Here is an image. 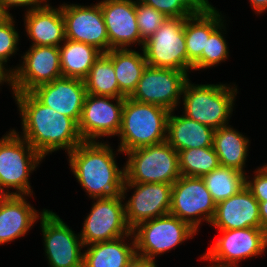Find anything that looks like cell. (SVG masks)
Here are the masks:
<instances>
[{
    "instance_id": "obj_9",
    "label": "cell",
    "mask_w": 267,
    "mask_h": 267,
    "mask_svg": "<svg viewBox=\"0 0 267 267\" xmlns=\"http://www.w3.org/2000/svg\"><path fill=\"white\" fill-rule=\"evenodd\" d=\"M90 213L83 223L80 238L84 246L109 241L132 232L125 217V200L122 194L95 198Z\"/></svg>"
},
{
    "instance_id": "obj_10",
    "label": "cell",
    "mask_w": 267,
    "mask_h": 267,
    "mask_svg": "<svg viewBox=\"0 0 267 267\" xmlns=\"http://www.w3.org/2000/svg\"><path fill=\"white\" fill-rule=\"evenodd\" d=\"M41 231L45 254L50 267H83L84 244L55 212L44 209L40 212Z\"/></svg>"
},
{
    "instance_id": "obj_25",
    "label": "cell",
    "mask_w": 267,
    "mask_h": 267,
    "mask_svg": "<svg viewBox=\"0 0 267 267\" xmlns=\"http://www.w3.org/2000/svg\"><path fill=\"white\" fill-rule=\"evenodd\" d=\"M214 129L185 115L169 114L166 141L177 151L213 146Z\"/></svg>"
},
{
    "instance_id": "obj_1",
    "label": "cell",
    "mask_w": 267,
    "mask_h": 267,
    "mask_svg": "<svg viewBox=\"0 0 267 267\" xmlns=\"http://www.w3.org/2000/svg\"><path fill=\"white\" fill-rule=\"evenodd\" d=\"M22 120L24 138L43 158L59 149L67 154L83 139L78 123L40 103L30 92L14 93Z\"/></svg>"
},
{
    "instance_id": "obj_29",
    "label": "cell",
    "mask_w": 267,
    "mask_h": 267,
    "mask_svg": "<svg viewBox=\"0 0 267 267\" xmlns=\"http://www.w3.org/2000/svg\"><path fill=\"white\" fill-rule=\"evenodd\" d=\"M201 178L216 204L236 195L246 186L245 173L222 165Z\"/></svg>"
},
{
    "instance_id": "obj_14",
    "label": "cell",
    "mask_w": 267,
    "mask_h": 267,
    "mask_svg": "<svg viewBox=\"0 0 267 267\" xmlns=\"http://www.w3.org/2000/svg\"><path fill=\"white\" fill-rule=\"evenodd\" d=\"M115 100L116 104L110 102ZM125 97L86 94L78 128L83 141L116 136L122 124Z\"/></svg>"
},
{
    "instance_id": "obj_8",
    "label": "cell",
    "mask_w": 267,
    "mask_h": 267,
    "mask_svg": "<svg viewBox=\"0 0 267 267\" xmlns=\"http://www.w3.org/2000/svg\"><path fill=\"white\" fill-rule=\"evenodd\" d=\"M185 18H167L142 48L152 67L182 70L188 74V55L184 36Z\"/></svg>"
},
{
    "instance_id": "obj_40",
    "label": "cell",
    "mask_w": 267,
    "mask_h": 267,
    "mask_svg": "<svg viewBox=\"0 0 267 267\" xmlns=\"http://www.w3.org/2000/svg\"><path fill=\"white\" fill-rule=\"evenodd\" d=\"M249 2L257 14L267 10V0H249Z\"/></svg>"
},
{
    "instance_id": "obj_21",
    "label": "cell",
    "mask_w": 267,
    "mask_h": 267,
    "mask_svg": "<svg viewBox=\"0 0 267 267\" xmlns=\"http://www.w3.org/2000/svg\"><path fill=\"white\" fill-rule=\"evenodd\" d=\"M25 195H0V245L23 237L40 217Z\"/></svg>"
},
{
    "instance_id": "obj_17",
    "label": "cell",
    "mask_w": 267,
    "mask_h": 267,
    "mask_svg": "<svg viewBox=\"0 0 267 267\" xmlns=\"http://www.w3.org/2000/svg\"><path fill=\"white\" fill-rule=\"evenodd\" d=\"M65 38L109 52L107 28L99 3L90 6L62 4Z\"/></svg>"
},
{
    "instance_id": "obj_31",
    "label": "cell",
    "mask_w": 267,
    "mask_h": 267,
    "mask_svg": "<svg viewBox=\"0 0 267 267\" xmlns=\"http://www.w3.org/2000/svg\"><path fill=\"white\" fill-rule=\"evenodd\" d=\"M178 155L179 170L183 176L202 177L220 165L213 146L181 150Z\"/></svg>"
},
{
    "instance_id": "obj_6",
    "label": "cell",
    "mask_w": 267,
    "mask_h": 267,
    "mask_svg": "<svg viewBox=\"0 0 267 267\" xmlns=\"http://www.w3.org/2000/svg\"><path fill=\"white\" fill-rule=\"evenodd\" d=\"M124 154V182L173 184L181 176L178 152L167 141Z\"/></svg>"
},
{
    "instance_id": "obj_3",
    "label": "cell",
    "mask_w": 267,
    "mask_h": 267,
    "mask_svg": "<svg viewBox=\"0 0 267 267\" xmlns=\"http://www.w3.org/2000/svg\"><path fill=\"white\" fill-rule=\"evenodd\" d=\"M169 114L170 111L161 106L125 97L117 152L126 153L165 142Z\"/></svg>"
},
{
    "instance_id": "obj_27",
    "label": "cell",
    "mask_w": 267,
    "mask_h": 267,
    "mask_svg": "<svg viewBox=\"0 0 267 267\" xmlns=\"http://www.w3.org/2000/svg\"><path fill=\"white\" fill-rule=\"evenodd\" d=\"M113 62L119 90L129 97L136 89L137 83L146 68L144 52L132 49H111L105 53Z\"/></svg>"
},
{
    "instance_id": "obj_41",
    "label": "cell",
    "mask_w": 267,
    "mask_h": 267,
    "mask_svg": "<svg viewBox=\"0 0 267 267\" xmlns=\"http://www.w3.org/2000/svg\"><path fill=\"white\" fill-rule=\"evenodd\" d=\"M129 267H157L155 262L136 258Z\"/></svg>"
},
{
    "instance_id": "obj_15",
    "label": "cell",
    "mask_w": 267,
    "mask_h": 267,
    "mask_svg": "<svg viewBox=\"0 0 267 267\" xmlns=\"http://www.w3.org/2000/svg\"><path fill=\"white\" fill-rule=\"evenodd\" d=\"M128 188L135 189L125 205L128 226L169 214L172 198V184L123 182L122 195L126 198Z\"/></svg>"
},
{
    "instance_id": "obj_36",
    "label": "cell",
    "mask_w": 267,
    "mask_h": 267,
    "mask_svg": "<svg viewBox=\"0 0 267 267\" xmlns=\"http://www.w3.org/2000/svg\"><path fill=\"white\" fill-rule=\"evenodd\" d=\"M256 174L252 180H248L246 176V187L250 190L252 195L258 202L267 201V164L262 167H258Z\"/></svg>"
},
{
    "instance_id": "obj_39",
    "label": "cell",
    "mask_w": 267,
    "mask_h": 267,
    "mask_svg": "<svg viewBox=\"0 0 267 267\" xmlns=\"http://www.w3.org/2000/svg\"><path fill=\"white\" fill-rule=\"evenodd\" d=\"M261 229L267 234V201L259 202Z\"/></svg>"
},
{
    "instance_id": "obj_32",
    "label": "cell",
    "mask_w": 267,
    "mask_h": 267,
    "mask_svg": "<svg viewBox=\"0 0 267 267\" xmlns=\"http://www.w3.org/2000/svg\"><path fill=\"white\" fill-rule=\"evenodd\" d=\"M223 21L210 35L206 44V51H202L201 58L193 65V70L215 67L228 58V45L223 30L226 29Z\"/></svg>"
},
{
    "instance_id": "obj_2",
    "label": "cell",
    "mask_w": 267,
    "mask_h": 267,
    "mask_svg": "<svg viewBox=\"0 0 267 267\" xmlns=\"http://www.w3.org/2000/svg\"><path fill=\"white\" fill-rule=\"evenodd\" d=\"M115 155L112 147L102 141H83L68 153L71 171L90 198L122 193L125 170L119 169Z\"/></svg>"
},
{
    "instance_id": "obj_4",
    "label": "cell",
    "mask_w": 267,
    "mask_h": 267,
    "mask_svg": "<svg viewBox=\"0 0 267 267\" xmlns=\"http://www.w3.org/2000/svg\"><path fill=\"white\" fill-rule=\"evenodd\" d=\"M236 87L221 83L194 85L189 79L182 93L183 114L214 130L228 125L238 93Z\"/></svg>"
},
{
    "instance_id": "obj_11",
    "label": "cell",
    "mask_w": 267,
    "mask_h": 267,
    "mask_svg": "<svg viewBox=\"0 0 267 267\" xmlns=\"http://www.w3.org/2000/svg\"><path fill=\"white\" fill-rule=\"evenodd\" d=\"M215 209L216 203L201 177L181 175L172 184L169 214L187 222L194 230L198 231L201 220L210 223Z\"/></svg>"
},
{
    "instance_id": "obj_37",
    "label": "cell",
    "mask_w": 267,
    "mask_h": 267,
    "mask_svg": "<svg viewBox=\"0 0 267 267\" xmlns=\"http://www.w3.org/2000/svg\"><path fill=\"white\" fill-rule=\"evenodd\" d=\"M2 5L5 7V9L9 12V8H12L13 6L15 7H23L27 6L29 10L41 8L45 6L48 2L47 0H0ZM42 4V5H41Z\"/></svg>"
},
{
    "instance_id": "obj_24",
    "label": "cell",
    "mask_w": 267,
    "mask_h": 267,
    "mask_svg": "<svg viewBox=\"0 0 267 267\" xmlns=\"http://www.w3.org/2000/svg\"><path fill=\"white\" fill-rule=\"evenodd\" d=\"M127 237L133 240L130 244L125 243ZM84 251L83 267H129L137 258L132 232L117 239L88 245Z\"/></svg>"
},
{
    "instance_id": "obj_18",
    "label": "cell",
    "mask_w": 267,
    "mask_h": 267,
    "mask_svg": "<svg viewBox=\"0 0 267 267\" xmlns=\"http://www.w3.org/2000/svg\"><path fill=\"white\" fill-rule=\"evenodd\" d=\"M99 5L107 28L109 51L127 49L136 43L143 47L136 21V1L103 0Z\"/></svg>"
},
{
    "instance_id": "obj_16",
    "label": "cell",
    "mask_w": 267,
    "mask_h": 267,
    "mask_svg": "<svg viewBox=\"0 0 267 267\" xmlns=\"http://www.w3.org/2000/svg\"><path fill=\"white\" fill-rule=\"evenodd\" d=\"M23 63L14 72V93L30 92L35 87L62 77L59 47L30 46Z\"/></svg>"
},
{
    "instance_id": "obj_35",
    "label": "cell",
    "mask_w": 267,
    "mask_h": 267,
    "mask_svg": "<svg viewBox=\"0 0 267 267\" xmlns=\"http://www.w3.org/2000/svg\"><path fill=\"white\" fill-rule=\"evenodd\" d=\"M12 15L0 25V60L7 63L9 57L18 50L19 34L15 29Z\"/></svg>"
},
{
    "instance_id": "obj_5",
    "label": "cell",
    "mask_w": 267,
    "mask_h": 267,
    "mask_svg": "<svg viewBox=\"0 0 267 267\" xmlns=\"http://www.w3.org/2000/svg\"><path fill=\"white\" fill-rule=\"evenodd\" d=\"M43 157L16 130L0 139V195L32 196L30 173ZM16 189L15 192L5 190Z\"/></svg>"
},
{
    "instance_id": "obj_34",
    "label": "cell",
    "mask_w": 267,
    "mask_h": 267,
    "mask_svg": "<svg viewBox=\"0 0 267 267\" xmlns=\"http://www.w3.org/2000/svg\"><path fill=\"white\" fill-rule=\"evenodd\" d=\"M167 18L162 12L136 0V21L144 42L158 30Z\"/></svg>"
},
{
    "instance_id": "obj_23",
    "label": "cell",
    "mask_w": 267,
    "mask_h": 267,
    "mask_svg": "<svg viewBox=\"0 0 267 267\" xmlns=\"http://www.w3.org/2000/svg\"><path fill=\"white\" fill-rule=\"evenodd\" d=\"M221 12L209 2L194 15L185 18L184 36L188 55V72L206 51L209 35L224 21Z\"/></svg>"
},
{
    "instance_id": "obj_7",
    "label": "cell",
    "mask_w": 267,
    "mask_h": 267,
    "mask_svg": "<svg viewBox=\"0 0 267 267\" xmlns=\"http://www.w3.org/2000/svg\"><path fill=\"white\" fill-rule=\"evenodd\" d=\"M136 256L155 262L157 255L176 248L197 233L187 222L167 214L144 221L132 229Z\"/></svg>"
},
{
    "instance_id": "obj_42",
    "label": "cell",
    "mask_w": 267,
    "mask_h": 267,
    "mask_svg": "<svg viewBox=\"0 0 267 267\" xmlns=\"http://www.w3.org/2000/svg\"><path fill=\"white\" fill-rule=\"evenodd\" d=\"M10 16V12H8L0 2V25L5 22Z\"/></svg>"
},
{
    "instance_id": "obj_13",
    "label": "cell",
    "mask_w": 267,
    "mask_h": 267,
    "mask_svg": "<svg viewBox=\"0 0 267 267\" xmlns=\"http://www.w3.org/2000/svg\"><path fill=\"white\" fill-rule=\"evenodd\" d=\"M219 231L223 236L201 256V259L215 262L216 267H238L241 260L261 255L267 248V234L261 228Z\"/></svg>"
},
{
    "instance_id": "obj_38",
    "label": "cell",
    "mask_w": 267,
    "mask_h": 267,
    "mask_svg": "<svg viewBox=\"0 0 267 267\" xmlns=\"http://www.w3.org/2000/svg\"><path fill=\"white\" fill-rule=\"evenodd\" d=\"M8 82L14 94V72L5 68V63L0 60V84Z\"/></svg>"
},
{
    "instance_id": "obj_12",
    "label": "cell",
    "mask_w": 267,
    "mask_h": 267,
    "mask_svg": "<svg viewBox=\"0 0 267 267\" xmlns=\"http://www.w3.org/2000/svg\"><path fill=\"white\" fill-rule=\"evenodd\" d=\"M188 77L182 70L147 65L129 98L141 103L155 104L173 112L180 104L179 99Z\"/></svg>"
},
{
    "instance_id": "obj_30",
    "label": "cell",
    "mask_w": 267,
    "mask_h": 267,
    "mask_svg": "<svg viewBox=\"0 0 267 267\" xmlns=\"http://www.w3.org/2000/svg\"><path fill=\"white\" fill-rule=\"evenodd\" d=\"M83 81L88 94L114 98L126 97L119 90L113 62L105 53L96 60Z\"/></svg>"
},
{
    "instance_id": "obj_20",
    "label": "cell",
    "mask_w": 267,
    "mask_h": 267,
    "mask_svg": "<svg viewBox=\"0 0 267 267\" xmlns=\"http://www.w3.org/2000/svg\"><path fill=\"white\" fill-rule=\"evenodd\" d=\"M210 224L219 230L261 228L259 202L245 186L236 195L216 204Z\"/></svg>"
},
{
    "instance_id": "obj_33",
    "label": "cell",
    "mask_w": 267,
    "mask_h": 267,
    "mask_svg": "<svg viewBox=\"0 0 267 267\" xmlns=\"http://www.w3.org/2000/svg\"><path fill=\"white\" fill-rule=\"evenodd\" d=\"M169 18H187L200 11L208 0H139Z\"/></svg>"
},
{
    "instance_id": "obj_28",
    "label": "cell",
    "mask_w": 267,
    "mask_h": 267,
    "mask_svg": "<svg viewBox=\"0 0 267 267\" xmlns=\"http://www.w3.org/2000/svg\"><path fill=\"white\" fill-rule=\"evenodd\" d=\"M62 44L59 46L62 77L83 80L102 52L92 45L70 39Z\"/></svg>"
},
{
    "instance_id": "obj_26",
    "label": "cell",
    "mask_w": 267,
    "mask_h": 267,
    "mask_svg": "<svg viewBox=\"0 0 267 267\" xmlns=\"http://www.w3.org/2000/svg\"><path fill=\"white\" fill-rule=\"evenodd\" d=\"M230 126L225 125L214 130L213 148L220 165L235 168L246 174L244 167L250 141Z\"/></svg>"
},
{
    "instance_id": "obj_19",
    "label": "cell",
    "mask_w": 267,
    "mask_h": 267,
    "mask_svg": "<svg viewBox=\"0 0 267 267\" xmlns=\"http://www.w3.org/2000/svg\"><path fill=\"white\" fill-rule=\"evenodd\" d=\"M30 93L43 105L79 123L87 94L82 79L60 77L35 87Z\"/></svg>"
},
{
    "instance_id": "obj_22",
    "label": "cell",
    "mask_w": 267,
    "mask_h": 267,
    "mask_svg": "<svg viewBox=\"0 0 267 267\" xmlns=\"http://www.w3.org/2000/svg\"><path fill=\"white\" fill-rule=\"evenodd\" d=\"M24 25L32 46L59 47L65 41L64 19L61 6L53 8L50 4L26 11Z\"/></svg>"
}]
</instances>
